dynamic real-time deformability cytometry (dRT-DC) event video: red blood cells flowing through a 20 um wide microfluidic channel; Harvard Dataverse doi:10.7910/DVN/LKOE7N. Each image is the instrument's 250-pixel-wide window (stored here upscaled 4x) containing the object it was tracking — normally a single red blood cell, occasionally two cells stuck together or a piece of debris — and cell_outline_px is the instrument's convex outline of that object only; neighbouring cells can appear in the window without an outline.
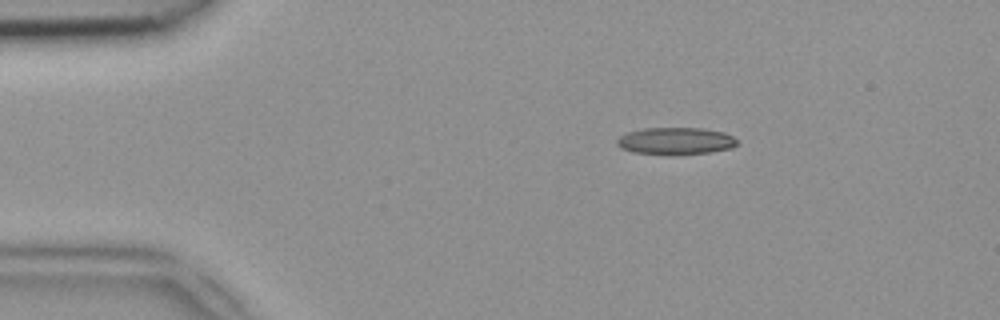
{"species": "common noctule bat (a hibernating species)", "species_latin": "Nyctalus noctula", "temperature_condition": "room temperature", "stored_images_in_passage": 49, "camera_frame_rate_fps": 3000, "um_per_image_px": 0.085, "animal": {"sex": "female", "body_mass_g": 18.4}, "frame": {"image": 1, "passage_image": 8, "time_ms": 2.333, "image_size_px": [1000, 320], "cell_outline_px": [[736, 144], [732, 148], [712, 152], [676, 156], [672, 156], [632, 152], [620, 148], [616, 144], [616, 140], [620, 136], [628, 132], [644, 128], [704, 128], [724, 132], [732, 136], [736, 140]], "centroid_in_image_um": [57.41, 12.0], "position_along_channel_um": 27.6, "area_um2": 19.42}}
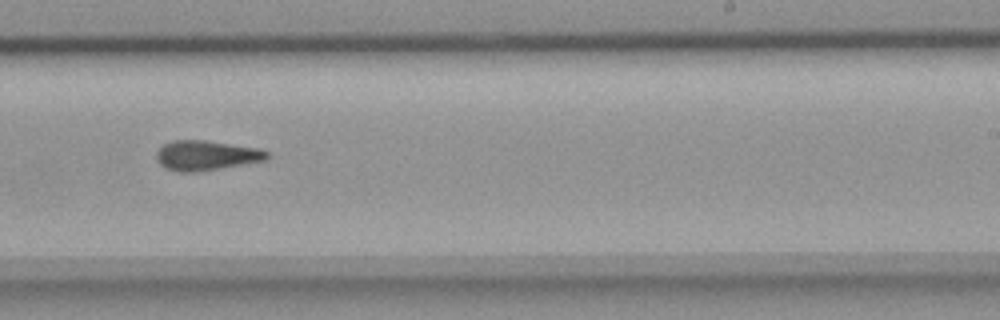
{"frame": {"image": 2, "passage_image": 30, "time_ms": 9.667, "image_size_px": [1000, 320], "cell_outline_px": [[268, 156], [264, 160], [220, 168], [196, 172], [180, 172], [164, 168], [156, 160], [156, 152], [164, 144], [172, 140], [204, 140], [260, 148], [268, 152]], "centroid_in_image_um": [17.48, 13.21], "position_along_channel_um": 271.5, "area_um2": 19.13}}
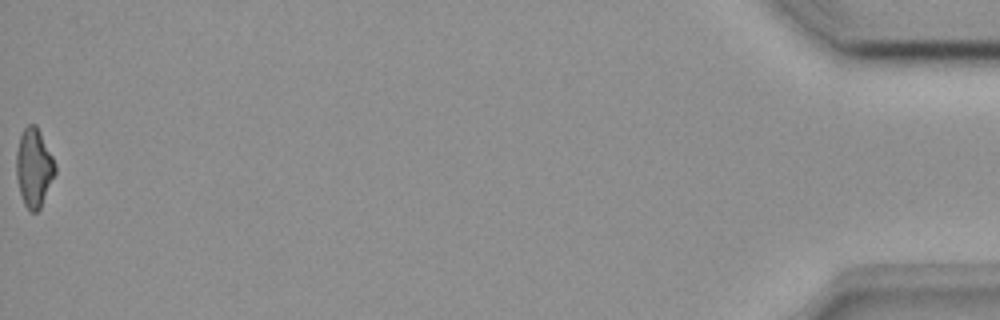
{"frame": {"image": 3, "passage_image": 49, "time_ms": 16.0, "image_size_px": [1000, 320], "cell_outline_px": [[56, 172], [40, 208], [36, 212], [32, 212], [24, 204], [20, 192], [16, 176], [16, 152], [20, 136], [24, 128], [28, 124], [36, 124], [56, 164]], "centroid_in_image_um": [2.88, 14.24], "position_along_channel_um": 432.3, "area_um2": 17.63}}